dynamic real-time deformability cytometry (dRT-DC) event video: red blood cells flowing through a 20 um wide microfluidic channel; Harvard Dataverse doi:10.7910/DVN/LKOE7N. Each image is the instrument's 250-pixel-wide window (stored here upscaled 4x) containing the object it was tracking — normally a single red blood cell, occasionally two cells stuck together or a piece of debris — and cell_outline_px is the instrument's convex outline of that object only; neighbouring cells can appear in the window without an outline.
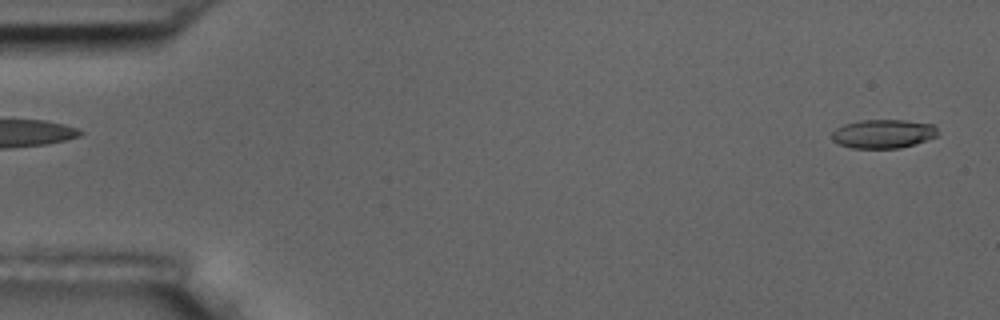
{"species": "common noctule bat (a hibernating species)", "species_latin": "Nyctalus noctula", "temperature_condition": "room temperature", "stored_images_in_passage": 5, "segment_of_instrument_passage": [2, 2], "camera_frame_rate_fps": 3000, "um_per_image_px": 0.085, "animal": {"sex": "male", "body_mass_g": 17.5, "forearm_length_mm": 52.3}, "frame": {"image": 1, "passage_image": 5, "time_ms": 4.667, "image_size_px": [1000, 320], "cell_outline_px": [[940, 132], [936, 136], [900, 148], [852, 148], [840, 144], [832, 140], [828, 136], [836, 128], [844, 124], [860, 120], [904, 120], [932, 124]], "centroid_in_image_um": [75.02, 11.36], "position_along_channel_um": 10.0, "area_um2": 17.74}}